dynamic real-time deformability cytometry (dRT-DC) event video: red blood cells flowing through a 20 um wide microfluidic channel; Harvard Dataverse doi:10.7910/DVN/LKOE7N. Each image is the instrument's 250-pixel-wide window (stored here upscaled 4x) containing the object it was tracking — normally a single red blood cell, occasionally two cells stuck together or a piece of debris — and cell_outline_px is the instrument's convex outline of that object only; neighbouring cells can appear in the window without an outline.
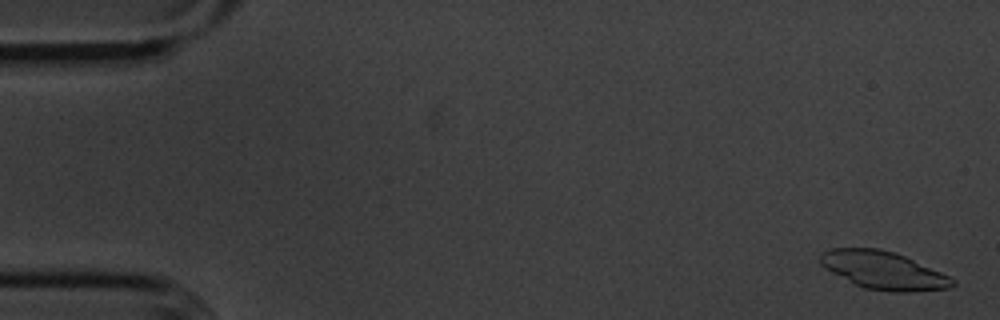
{"species": "common noctule bat (a hibernating species)", "species_latin": "Nyctalus noctula", "temperature_condition": "cold", "stored_images_in_passage": 55, "camera_frame_rate_fps": 3000, "um_per_image_px": 0.085, "animal": {"sex": "male", "body_mass_g": 20.1, "forearm_length_mm": 53.5}, "frame": {"image": 1, "passage_image": 2, "time_ms": 0.333, "image_size_px": [1000, 320], "cell_outline_px": [[956, 284], [948, 288], [912, 292], [896, 292], [864, 288], [824, 268], [820, 264], [820, 252], [832, 248], [880, 248], [904, 256], [940, 272], [956, 280]], "centroid_in_image_um": [75.07, 22.98], "position_along_channel_um": 9.9, "area_um2": 28.84}}
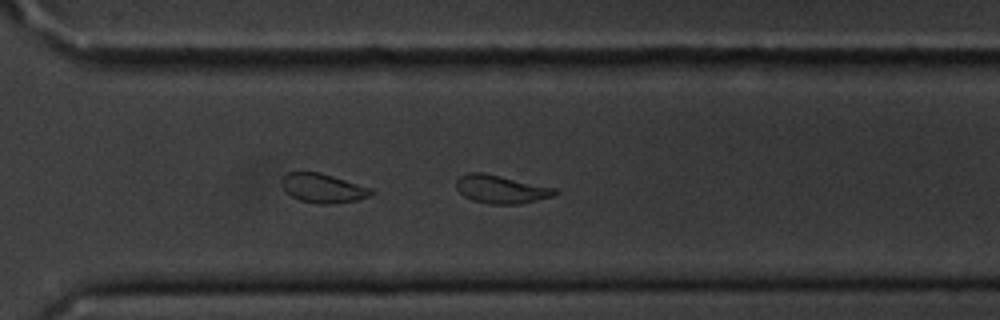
{"frame": {"image": 2, "passage_image": 40, "time_ms": 13.0, "image_size_px": [1000, 320], "cell_outline_px": [[560, 192], [556, 196], [520, 204], [488, 204], [472, 200], [464, 196], [456, 188], [456, 180], [460, 176], [468, 172], [480, 172], [500, 176], [556, 188]], "centroid_in_image_um": [42.61, 16.1], "position_along_channel_um": 328.0, "area_um2": 16.3}}
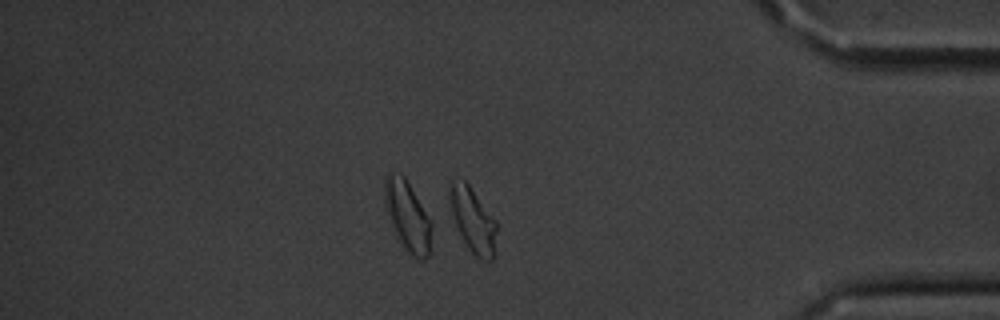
{"frame": {"image": 3, "passage_image": 48, "time_ms": 15.667, "image_size_px": [1000, 320], "cell_outline_px": [[496, 232], [492, 260], [480, 260], [468, 248], [456, 224], [452, 212], [452, 184], [460, 176], [468, 184], [496, 220]], "centroid_in_image_um": [40.25, 18.74], "position_along_channel_um": 395.0, "area_um2": 16.76}, "authors_computed_cell_mechanics": {"area_um2": 17.5712, "velocity_mm_per_s": 3.5724, "shape_relaxation_time_tau1_ms": 3.441, "shape_relaxation_time_tau2_ms": 2.4277, "deformation_change_tau1": 0.132, "deformation_change_tau2": 0.1048}}